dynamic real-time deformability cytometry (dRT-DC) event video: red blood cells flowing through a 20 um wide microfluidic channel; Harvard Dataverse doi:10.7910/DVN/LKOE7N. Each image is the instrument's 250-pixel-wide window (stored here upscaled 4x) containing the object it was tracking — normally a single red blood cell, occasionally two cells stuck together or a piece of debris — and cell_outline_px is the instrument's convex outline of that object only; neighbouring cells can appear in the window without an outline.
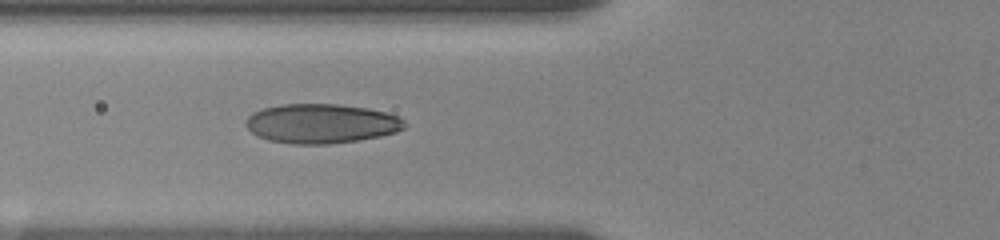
{"species": "human", "species_latin": "Homo sapiens", "temperature_condition": "room temperature", "stored_images_in_passage": 41, "camera_frame_rate_fps": 3000, "um_per_image_px": 0.085, "donor": {"sex": "female"}, "frame": {"image": 1, "passage_image": 2, "time_ms": 0.667, "image_size_px": [1000, 240], "cell_outline_px": [[408, 124], [404, 128], [396, 132], [380, 136], [356, 140], [328, 144], [292, 144], [268, 140], [256, 136], [244, 124], [248, 116], [252, 112], [264, 108], [280, 104], [336, 104], [368, 108], [388, 112], [404, 120]], "centroid_in_image_um": [27.3, 10.5], "position_along_channel_um": 98.5, "area_um2": 36.65}}
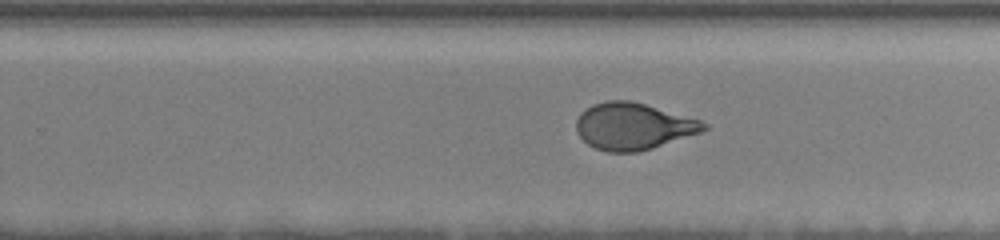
{"frame": {"image": 2, "passage_image": 20, "time_ms": 5.667, "image_size_px": [1000, 240], "cell_outline_px": [[708, 128], [700, 132], [652, 148], [636, 152], [608, 152], [596, 148], [588, 144], [576, 132], [576, 120], [580, 112], [592, 104], [608, 100], [632, 100], [700, 120], [708, 124]], "centroid_in_image_um": [53.79, 10.72], "position_along_channel_um": 276.0, "area_um2": 34.62}}
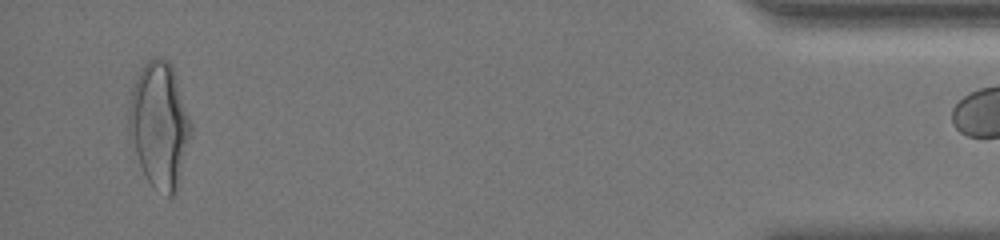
{"frame": {"image": 3, "passage_image": 40, "time_ms": 11.667, "image_size_px": [1000, 240], "cell_outline_px": [[192, 132], [180, 184], [176, 196], [168, 196], [152, 184], [144, 176], [128, 136], [128, 108], [132, 88], [144, 64], [152, 56], [156, 56], [168, 60], [172, 64], [192, 124]], "centroid_in_image_um": [13.56, 10.64], "position_along_channel_um": 421.6, "area_um2": 46.01}}